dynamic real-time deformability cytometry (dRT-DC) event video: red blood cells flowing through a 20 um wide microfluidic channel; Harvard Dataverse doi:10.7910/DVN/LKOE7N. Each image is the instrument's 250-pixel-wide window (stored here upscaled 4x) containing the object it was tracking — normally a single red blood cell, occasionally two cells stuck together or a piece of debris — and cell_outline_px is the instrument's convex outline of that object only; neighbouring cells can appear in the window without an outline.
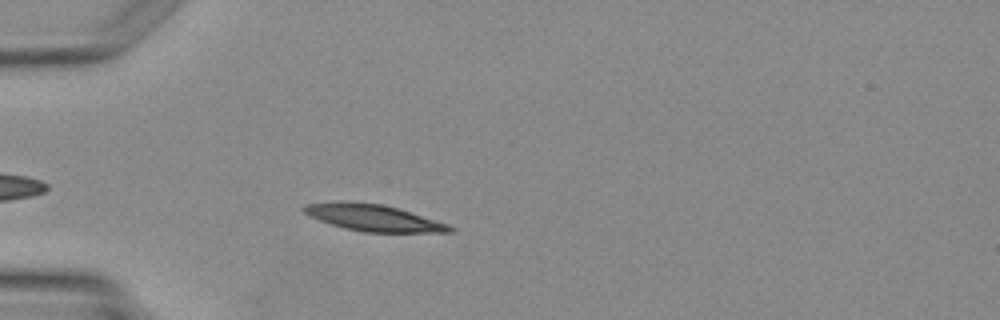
{"species": "Egyptian fruit bat (a non-hibernating species)", "species_latin": "Rousettus aegyptiacus", "temperature_condition": "warm", "stored_images_in_passage": 1, "camera_frame_rate_fps": 3000, "um_per_image_px": 0.085, "animal": {"sex": "female"}, "frame": {"image": 1, "passage_image": 1, "time_ms": 0.0, "image_size_px": [1000, 320], "cell_outline_px": [[456, 232], [364, 232], [332, 224], [320, 220], [304, 212], [300, 208], [304, 204], [380, 204], [396, 208], [448, 224], [456, 228]], "centroid_in_image_um": [31.86, 18.56], "position_along_channel_um": 53.1, "area_um2": 21.21}}